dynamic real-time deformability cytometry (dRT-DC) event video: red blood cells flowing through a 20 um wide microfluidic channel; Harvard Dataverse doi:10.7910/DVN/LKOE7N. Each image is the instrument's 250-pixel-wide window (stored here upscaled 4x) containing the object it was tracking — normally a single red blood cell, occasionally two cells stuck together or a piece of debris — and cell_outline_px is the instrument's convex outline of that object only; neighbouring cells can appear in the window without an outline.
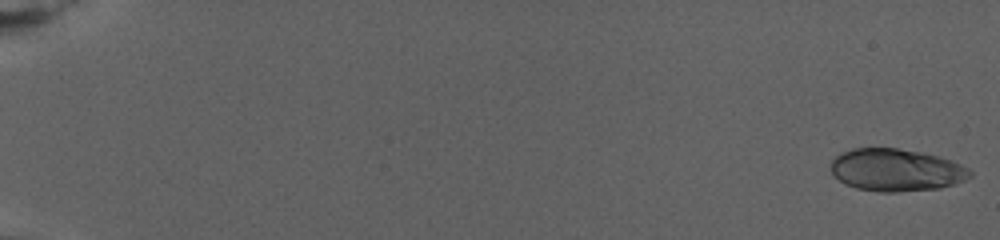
{"species": "human", "species_latin": "Homo sapiens", "temperature_condition": "warm", "stored_images_in_passage": 47, "camera_frame_rate_fps": 3000, "um_per_image_px": 0.085, "donor": {"sex": "female"}, "frame": {"image": 1, "passage_image": 1, "time_ms": 0.0, "image_size_px": [1000, 240], "cell_outline_px": [[972, 176], [964, 180], [940, 188], [896, 192], [880, 192], [856, 188], [844, 184], [832, 172], [832, 160], [836, 156], [852, 148], [896, 148], [924, 152], [952, 160], [968, 168], [972, 172]], "centroid_in_image_um": [76.19, 14.45], "position_along_channel_um": 8.8, "area_um2": 34.33}}
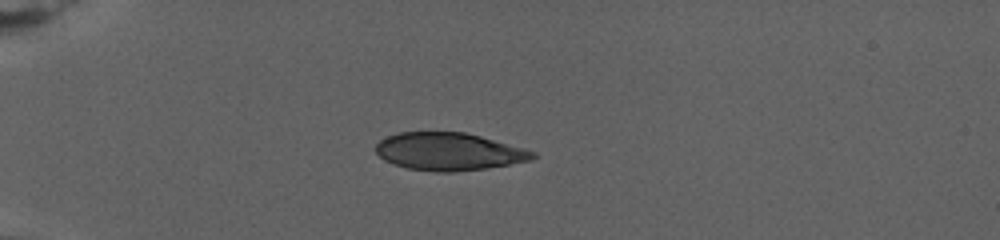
{"frame": {"image": 2, "passage_image": 34, "time_ms": 7.667, "image_size_px": [1000, 240], "cell_outline_px": [[536, 156], [532, 160], [484, 168], [456, 172], [436, 172], [408, 168], [384, 160], [376, 152], [376, 144], [380, 140], [388, 136], [400, 132], [464, 132], [480, 136], [524, 148], [536, 152]], "centroid_in_image_um": [38.15, 12.88], "position_along_channel_um": 46.8, "area_um2": 34.16}}
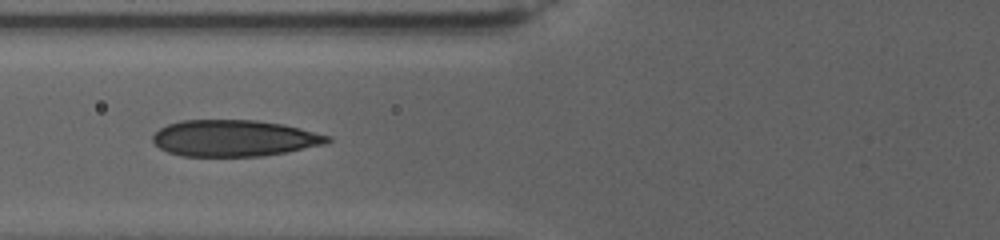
{"frame": {"image": 3, "passage_image": 46, "time_ms": 11.333, "image_size_px": [1000, 240], "cell_outline_px": [[332, 140], [328, 144], [288, 152], [264, 156], [180, 156], [168, 152], [160, 148], [152, 140], [152, 136], [160, 128], [168, 124], [180, 120], [256, 120], [284, 124], [332, 136]], "centroid_in_image_um": [19.96, 11.75], "position_along_channel_um": 105.8, "area_um2": 37.45}}